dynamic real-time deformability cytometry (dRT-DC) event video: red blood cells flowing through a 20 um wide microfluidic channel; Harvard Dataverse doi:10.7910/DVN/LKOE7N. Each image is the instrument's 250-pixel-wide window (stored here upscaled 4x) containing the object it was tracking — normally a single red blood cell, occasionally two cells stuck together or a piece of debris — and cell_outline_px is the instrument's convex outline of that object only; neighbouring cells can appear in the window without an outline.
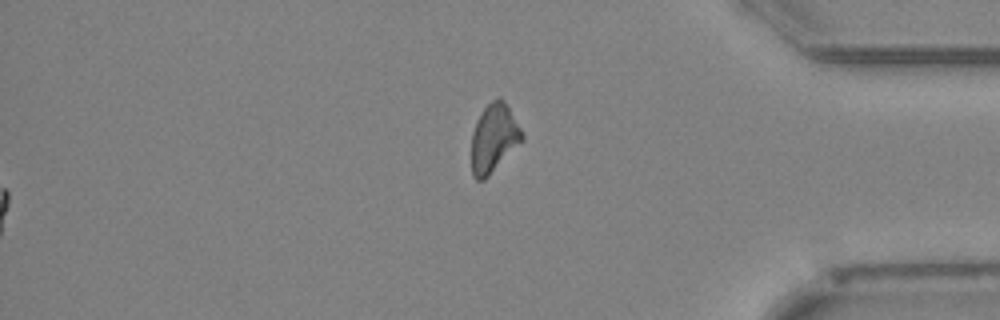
{"species": "Egyptian fruit bat (a non-hibernating species)", "species_latin": "Rousettus aegyptiacus", "temperature_condition": "cold", "stored_images_in_passage": 51, "segment_of_instrument_passage": [2, 2], "camera_frame_rate_fps": 3000, "um_per_image_px": 0.085, "animal": {"sex": "female"}, "frame": {"image": 1, "passage_image": 51, "time_ms": 16.667, "image_size_px": [1000, 320], "cell_outline_px": [[524, 140], [484, 180], [476, 180], [472, 176], [472, 132], [476, 120], [484, 108], [492, 100], [500, 96], [504, 100], [520, 128], [524, 136]], "centroid_in_image_um": [41.97, 11.74], "position_along_channel_um": 393.2, "area_um2": 20.06}}